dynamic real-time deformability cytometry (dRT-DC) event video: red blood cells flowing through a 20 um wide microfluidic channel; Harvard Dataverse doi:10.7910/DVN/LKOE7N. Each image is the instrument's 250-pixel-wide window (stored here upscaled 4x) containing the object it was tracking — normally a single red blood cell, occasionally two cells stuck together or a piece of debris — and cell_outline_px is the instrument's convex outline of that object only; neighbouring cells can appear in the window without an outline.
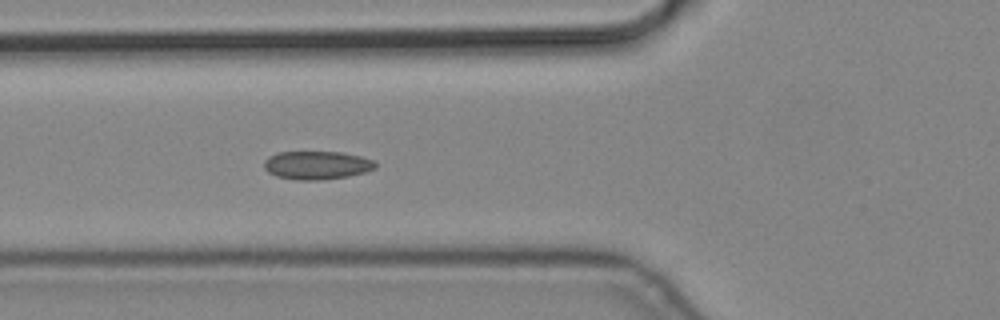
{"species": "common noctule bat (a hibernating species)", "species_latin": "Nyctalus noctula", "temperature_condition": "cold", "stored_images_in_passage": 3, "camera_frame_rate_fps": 3000, "um_per_image_px": 0.085, "animal": {"sex": "male", "body_mass_g": 19.2, "forearm_length_mm": 51.8}, "frame": {"image": 1, "passage_image": 3, "time_ms": 0.667, "image_size_px": [1000, 320], "cell_outline_px": [[376, 168], [364, 172], [348, 176], [320, 180], [296, 180], [276, 176], [268, 172], [264, 168], [264, 160], [268, 156], [276, 152], [340, 152], [360, 156], [376, 160]], "centroid_in_image_um": [26.91, 14.04], "position_along_channel_um": 98.9, "area_um2": 18.5}}